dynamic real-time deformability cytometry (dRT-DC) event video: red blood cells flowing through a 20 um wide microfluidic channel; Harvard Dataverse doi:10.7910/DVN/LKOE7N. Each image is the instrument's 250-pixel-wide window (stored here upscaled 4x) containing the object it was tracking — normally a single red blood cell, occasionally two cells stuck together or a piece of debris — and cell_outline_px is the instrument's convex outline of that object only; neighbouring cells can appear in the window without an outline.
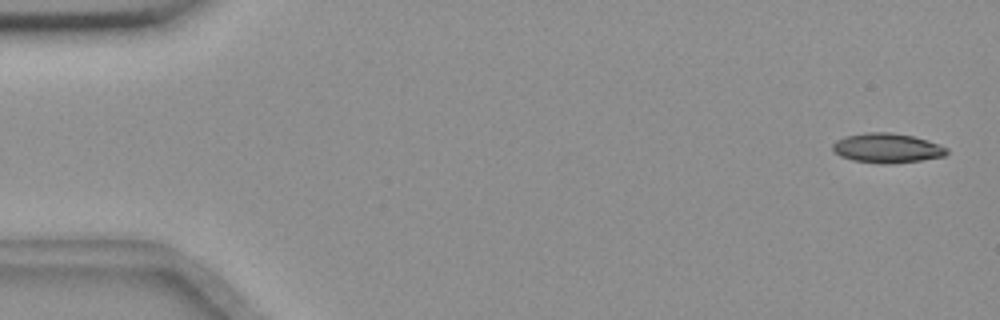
{"species": "common noctule bat (a hibernating species)", "species_latin": "Nyctalus noctula", "temperature_condition": "room temperature", "stored_images_in_passage": 56, "camera_frame_rate_fps": 3000, "um_per_image_px": 0.085, "animal": {"sex": "female", "body_mass_g": 18.4}, "frame": {"image": 1, "passage_image": 2, "time_ms": 0.333, "image_size_px": [1000, 320], "cell_outline_px": [[948, 152], [944, 156], [920, 160], [892, 164], [876, 164], [852, 160], [840, 156], [832, 148], [832, 144], [836, 140], [844, 136], [868, 132], [892, 132], [912, 136], [928, 140], [940, 144], [948, 148]], "centroid_in_image_um": [75.4, 12.59], "position_along_channel_um": 9.6, "area_um2": 19.88}}
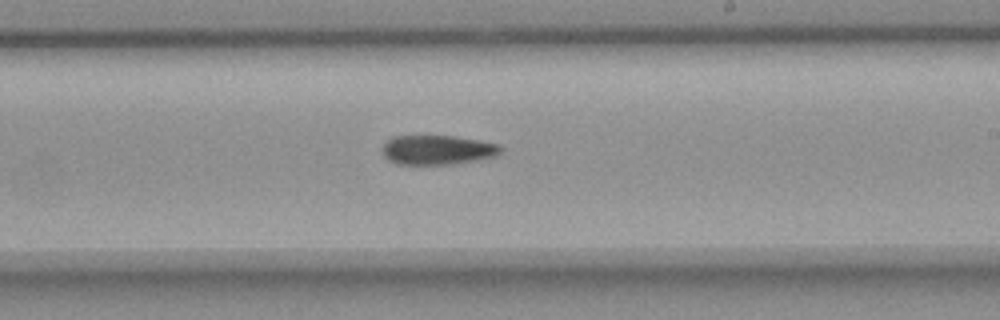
{"frame": {"image": 2, "passage_image": 33, "time_ms": 10.667, "image_size_px": [1000, 320], "cell_outline_px": [[500, 152], [496, 156], [480, 160], [452, 164], [396, 164], [388, 160], [384, 156], [384, 144], [392, 136], [456, 136], [480, 140], [500, 144]], "centroid_in_image_um": [37.22, 12.74], "position_along_channel_um": 251.8, "area_um2": 20.35}}
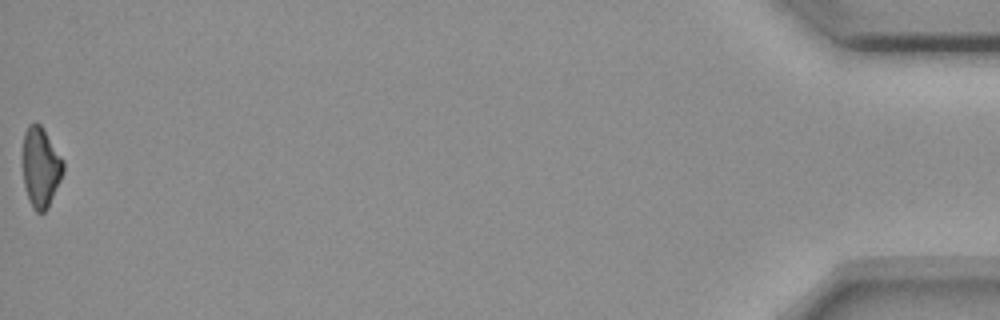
{"frame": {"image": 3, "passage_image": 56, "time_ms": 18.333, "image_size_px": [1000, 320], "cell_outline_px": [[64, 172], [48, 208], [44, 212], [36, 212], [32, 208], [24, 184], [24, 132], [28, 124], [36, 120], [40, 124], [64, 160]], "centroid_in_image_um": [3.48, 14.2], "position_along_channel_um": 431.7, "area_um2": 18.79}}